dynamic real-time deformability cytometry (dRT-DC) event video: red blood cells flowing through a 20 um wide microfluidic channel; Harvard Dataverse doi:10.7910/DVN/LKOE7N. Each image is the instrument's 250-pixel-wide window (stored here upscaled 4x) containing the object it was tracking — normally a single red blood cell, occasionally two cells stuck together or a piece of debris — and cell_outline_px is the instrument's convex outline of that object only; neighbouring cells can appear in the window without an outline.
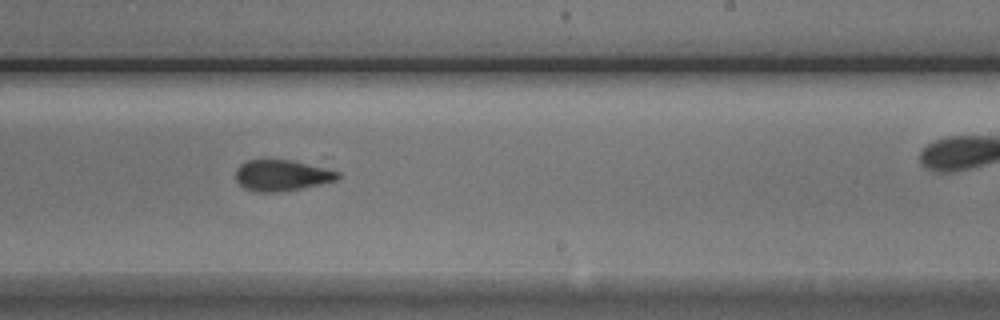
{"species": "Egyptian fruit bat (a non-hibernating species)", "species_latin": "Rousettus aegyptiacus", "temperature_condition": "cold", "stored_images_in_passage": 22, "camera_frame_rate_fps": 3000, "um_per_image_px": 0.085, "animal": {"sex": "male"}, "frame": {"image": 1, "passage_image": 16, "time_ms": 5.0, "image_size_px": [1000, 320], "cell_outline_px": [[340, 176], [336, 180], [320, 184], [300, 188], [276, 192], [256, 192], [244, 188], [236, 180], [236, 168], [240, 164], [248, 160], [292, 160], [340, 172]], "centroid_in_image_um": [23.92, 14.91], "position_along_channel_um": 265.1, "area_um2": 18.26}}
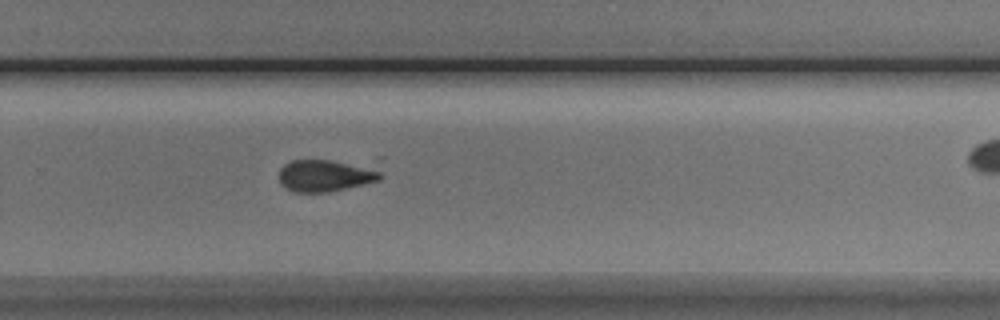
{"frame": {"image": 2, "passage_image": 19, "time_ms": 6.0, "image_size_px": [1000, 320], "cell_outline_px": [[384, 176], [380, 180], [328, 192], [296, 192], [280, 184], [280, 168], [284, 164], [292, 160], [376, 156], [384, 156]], "centroid_in_image_um": [28.13, 14.74], "position_along_channel_um": 301.7, "area_um2": 22.08}}